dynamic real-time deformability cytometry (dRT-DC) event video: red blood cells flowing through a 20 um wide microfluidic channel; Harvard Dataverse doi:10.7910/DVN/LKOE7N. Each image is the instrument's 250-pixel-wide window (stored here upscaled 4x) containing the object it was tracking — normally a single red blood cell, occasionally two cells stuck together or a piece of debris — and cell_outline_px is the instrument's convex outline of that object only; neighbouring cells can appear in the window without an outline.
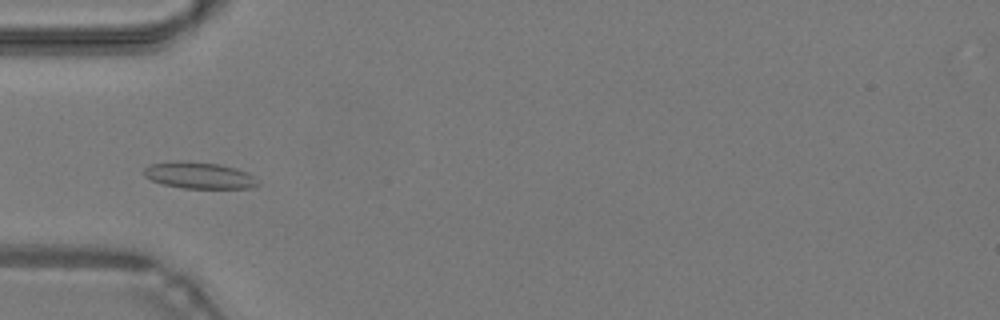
{"species": "common noctule bat (a hibernating species)", "species_latin": "Nyctalus noctula", "temperature_condition": "warm", "stored_images_in_passage": 41, "camera_frame_rate_fps": 3000, "um_per_image_px": 0.085, "animal": {"sex": "male", "body_mass_g": 19.2, "forearm_length_mm": 51.8}, "frame": {"image": 1, "passage_image": 9, "time_ms": 2.667, "image_size_px": [1000, 320], "cell_outline_px": [[260, 184], [252, 188], [184, 188], [164, 184], [152, 180], [144, 176], [144, 168], [148, 164], [180, 160], [188, 160], [220, 164], [236, 168], [248, 172]], "centroid_in_image_um": [16.92, 14.89], "position_along_channel_um": 68.1, "area_um2": 17.74}}
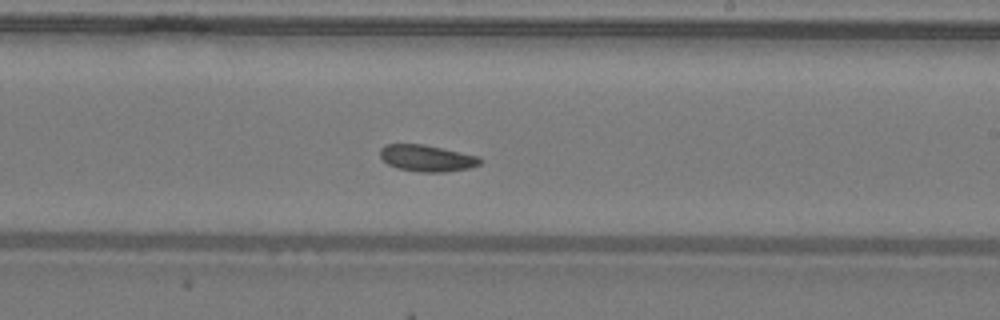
{"frame": {"image": 2, "passage_image": 22, "time_ms": 7.0, "image_size_px": [1000, 320], "cell_outline_px": [[484, 160], [480, 164], [468, 168], [444, 172], [420, 172], [396, 168], [388, 164], [380, 156], [380, 148], [384, 144], [424, 144], [480, 156]], "centroid_in_image_um": [36.3, 13.44], "position_along_channel_um": 252.7, "area_um2": 15.61}}
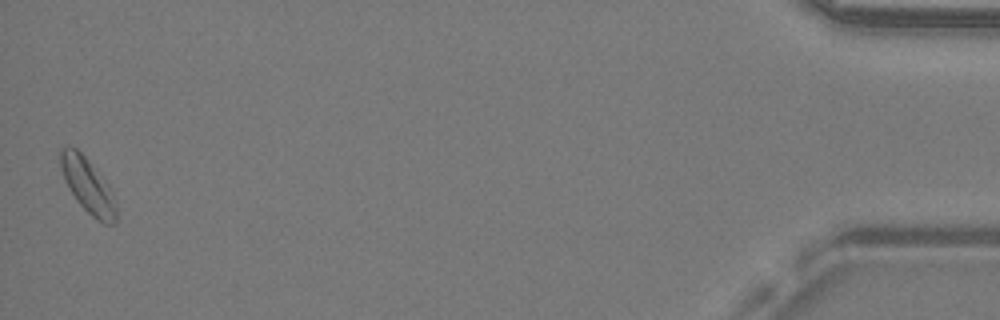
{"frame": {"image": 3, "passage_image": 41, "time_ms": 13.333, "image_size_px": [1000, 320], "cell_outline_px": [[116, 224], [104, 224], [96, 220], [76, 200], [64, 176], [60, 164], [60, 148], [76, 148], [84, 156], [108, 184], [116, 208]], "centroid_in_image_um": [7.48, 15.82], "position_along_channel_um": 427.7, "area_um2": 17.11}, "authors_computed_cell_mechanics": {"area_um2": 15.7794, "velocity_mm_per_s": 4.2523, "shape_relaxation_time_tau1_ms": 5.1503, "shape_relaxation_time_tau2_ms": 4.139, "deformation_change_tau1": 0.0723, "deformation_change_tau2": 0.0692}}